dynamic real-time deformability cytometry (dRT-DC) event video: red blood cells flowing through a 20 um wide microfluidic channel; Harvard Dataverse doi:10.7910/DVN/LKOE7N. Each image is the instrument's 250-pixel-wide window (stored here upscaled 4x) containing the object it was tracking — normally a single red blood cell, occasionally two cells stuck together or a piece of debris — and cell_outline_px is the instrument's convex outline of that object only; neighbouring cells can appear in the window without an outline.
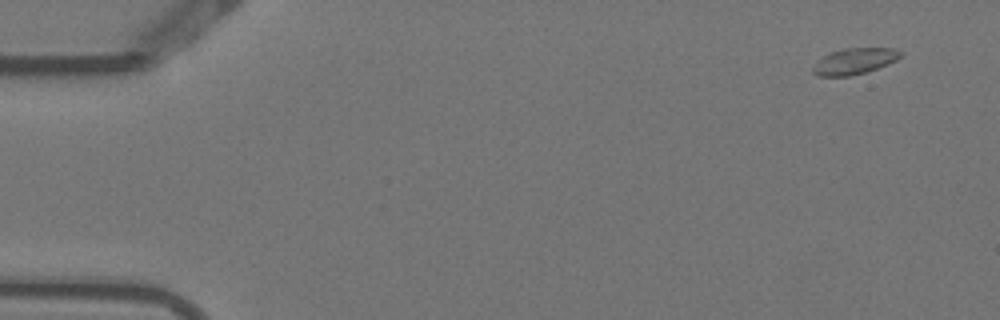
{"species": "Egyptian fruit bat (a non-hibernating species)", "species_latin": "Rousettus aegyptiacus", "temperature_condition": "warm", "stored_images_in_passage": 3, "camera_frame_rate_fps": 3000, "um_per_image_px": 0.085, "animal": {"sex": "female"}, "frame": {"image": 1, "passage_image": 1, "time_ms": 0.0, "image_size_px": [1000, 320], "cell_outline_px": [[900, 56], [896, 60], [888, 64], [868, 72], [848, 76], [816, 76], [812, 72], [812, 68], [824, 56], [832, 52], [844, 48], [896, 48], [900, 52]], "centroid_in_image_um": [72.63, 5.21], "position_along_channel_um": 12.4, "area_um2": 13.18}}